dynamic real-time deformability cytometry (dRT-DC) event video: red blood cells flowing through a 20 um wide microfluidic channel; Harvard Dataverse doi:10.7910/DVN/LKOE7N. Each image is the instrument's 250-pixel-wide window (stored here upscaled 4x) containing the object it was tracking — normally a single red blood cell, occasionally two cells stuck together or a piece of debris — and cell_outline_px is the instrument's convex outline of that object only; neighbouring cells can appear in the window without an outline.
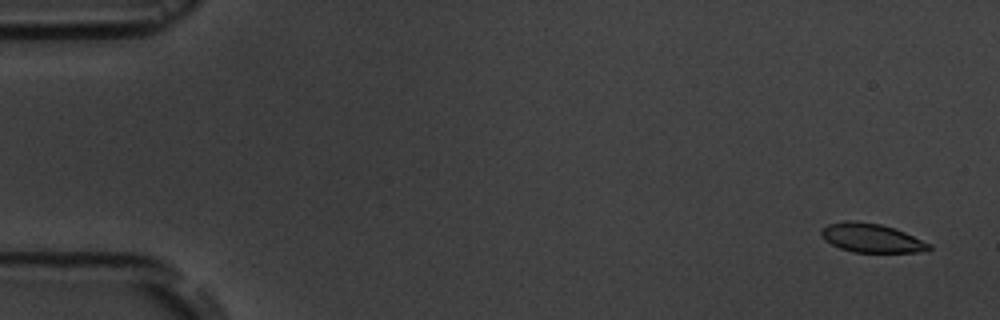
{"species": "common noctule bat (a hibernating species)", "species_latin": "Nyctalus noctula", "temperature_condition": "room temperature", "stored_images_in_passage": 5, "camera_frame_rate_fps": 3000, "um_per_image_px": 0.085, "animal": {"sex": "male", "body_mass_g": 19.5, "forearm_length_mm": 54.6}, "frame": {"image": 1, "passage_image": 1, "time_ms": 0.0, "image_size_px": [1000, 320], "cell_outline_px": [[932, 248], [928, 252], [852, 252], [840, 248], [824, 240], [820, 236], [820, 228], [828, 224], [844, 220], [856, 220], [880, 224], [904, 232], [932, 244]], "centroid_in_image_um": [74.05, 20.22], "position_along_channel_um": 10.9, "area_um2": 18.38}}
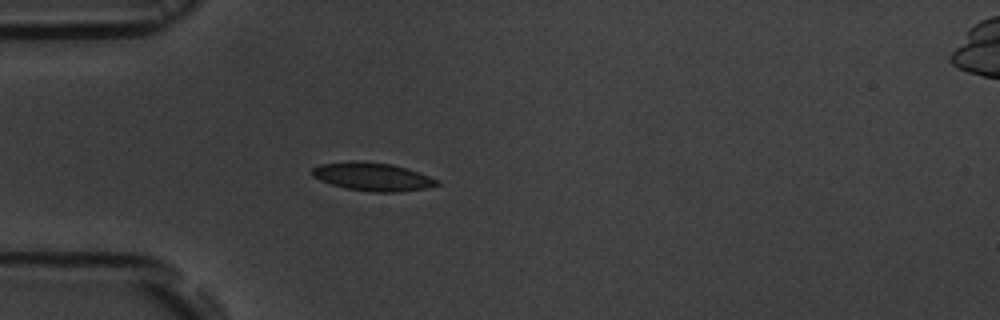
{"frame": {"image": 2, "passage_image": 5, "time_ms": 4.667, "image_size_px": [1000, 320], "cell_outline_px": [[440, 184], [428, 188], [396, 192], [372, 192], [348, 188], [332, 184], [320, 180], [312, 176], [308, 172], [312, 168], [320, 164], [352, 160], [356, 160], [392, 164], [408, 168], [440, 180]], "centroid_in_image_um": [31.66, 15.0], "position_along_channel_um": 53.3, "area_um2": 20.75}}